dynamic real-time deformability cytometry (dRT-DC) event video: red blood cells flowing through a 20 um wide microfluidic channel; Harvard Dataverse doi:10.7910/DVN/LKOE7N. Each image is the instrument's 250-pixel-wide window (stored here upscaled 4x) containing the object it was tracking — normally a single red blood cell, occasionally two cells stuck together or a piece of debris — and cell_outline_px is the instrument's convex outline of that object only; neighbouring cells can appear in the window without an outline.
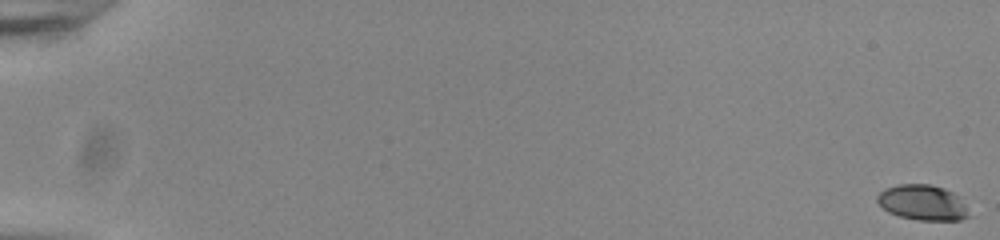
{"species": "common noctule bat (a hibernating species)", "species_latin": "Nyctalus noctula", "temperature_condition": "room temperature", "stored_images_in_passage": 56, "camera_frame_rate_fps": 3000, "um_per_image_px": 0.085, "animal": {"sex": "male", "body_mass_g": 20.0, "forearm_length_mm": 53.3}, "frame": {"image": 1, "passage_image": 1, "time_ms": 0.0, "image_size_px": [1000, 240], "cell_outline_px": [[972, 216], [960, 220], [916, 220], [900, 216], [888, 212], [876, 200], [876, 196], [884, 188], [900, 184], [928, 184], [944, 188], [952, 192], [964, 204]], "centroid_in_image_um": [78.42, 17.22], "position_along_channel_um": 6.6, "area_um2": 18.84}}
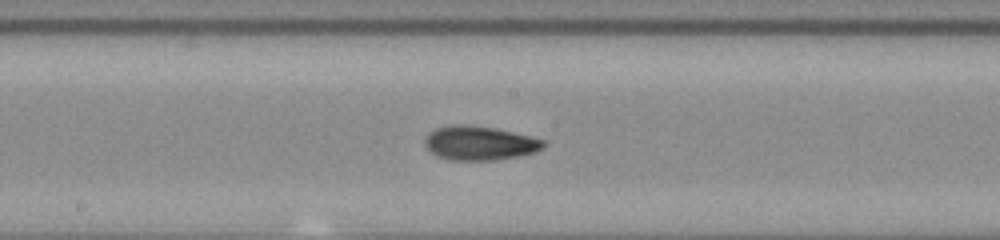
{"frame": {"image": 2, "passage_image": 32, "time_ms": 10.333, "image_size_px": [1000, 240], "cell_outline_px": [[544, 144], [536, 152], [520, 156], [496, 160], [448, 160], [436, 156], [424, 144], [424, 136], [428, 132], [436, 128], [452, 124], [464, 124], [496, 128], [544, 140]], "centroid_in_image_um": [40.7, 12.16], "position_along_channel_um": 207.5, "area_um2": 23.64}}
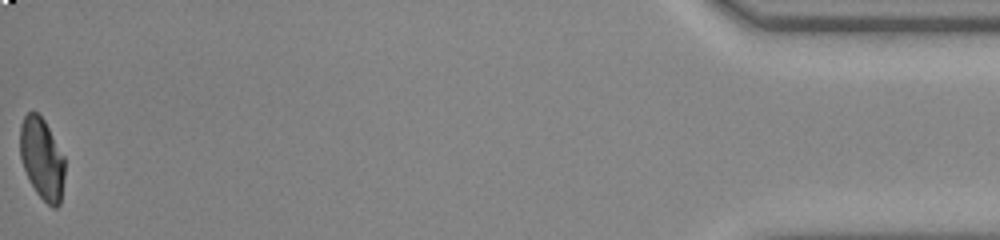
{"frame": {"image": 3, "passage_image": 56, "time_ms": 18.333, "image_size_px": [1000, 240], "cell_outline_px": [[64, 176], [60, 204], [56, 208], [52, 208], [36, 192], [24, 168], [20, 156], [20, 124], [24, 116], [28, 112], [36, 112], [44, 120], [64, 156]], "centroid_in_image_um": [3.57, 13.49], "position_along_channel_um": 431.6, "area_um2": 20.98}, "authors_computed_cell_mechanics": {"area_um2": 22.2819, "velocity_mm_per_s": 3.8751, "shape_relaxation_time_tau1_ms": 5.0136, "shape_relaxation_time_tau2_ms": 1.9981, "deformation_change_tau1": 0.168, "deformation_change_tau2": 0.0749}}